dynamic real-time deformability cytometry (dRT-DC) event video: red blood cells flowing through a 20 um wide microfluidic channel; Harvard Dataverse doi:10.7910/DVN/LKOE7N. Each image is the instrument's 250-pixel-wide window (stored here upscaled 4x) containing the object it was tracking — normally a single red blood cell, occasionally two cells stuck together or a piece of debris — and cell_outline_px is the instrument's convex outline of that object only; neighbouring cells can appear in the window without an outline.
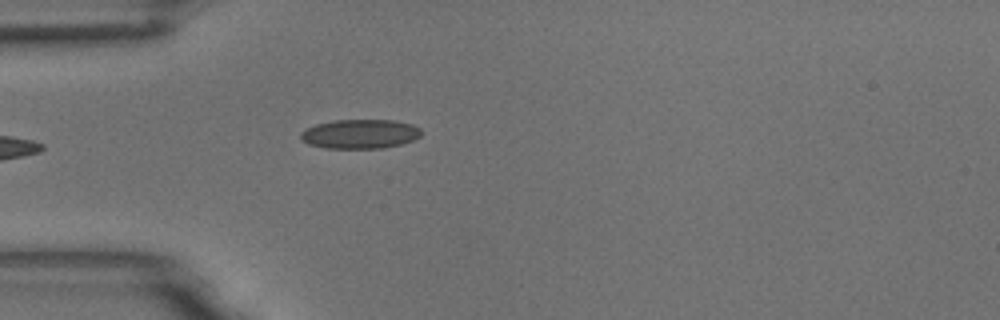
{"species": "common noctule bat (a hibernating species)", "species_latin": "Nyctalus noctula", "temperature_condition": "room temperature", "stored_images_in_passage": 2, "camera_frame_rate_fps": 3000, "um_per_image_px": 0.085, "animal": {"sex": "male", "body_mass_g": 18.8}, "frame": {"image": 1, "passage_image": 2, "time_ms": 0.333, "image_size_px": [1000, 320], "cell_outline_px": [[424, 132], [420, 136], [412, 140], [400, 144], [384, 148], [324, 148], [308, 144], [300, 140], [300, 132], [304, 128], [316, 124], [336, 120], [396, 120], [412, 124], [420, 128]], "centroid_in_image_um": [30.58, 11.38], "position_along_channel_um": 54.4, "area_um2": 20.81}}